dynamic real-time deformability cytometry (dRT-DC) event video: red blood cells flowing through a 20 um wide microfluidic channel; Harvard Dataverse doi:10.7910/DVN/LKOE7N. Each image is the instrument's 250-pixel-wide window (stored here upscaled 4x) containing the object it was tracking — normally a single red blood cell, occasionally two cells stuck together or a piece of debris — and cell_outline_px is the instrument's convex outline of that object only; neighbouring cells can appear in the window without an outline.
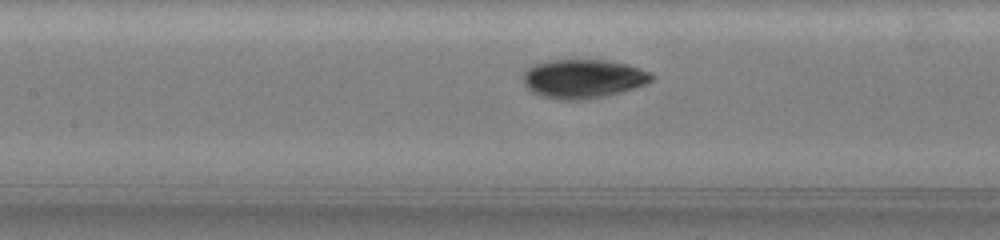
{"species": "common noctule bat (a hibernating species)", "species_latin": "Nyctalus noctula", "temperature_condition": "warm", "stored_images_in_passage": 43, "camera_frame_rate_fps": 3000, "um_per_image_px": 0.085, "animal": {"sex": "female", "body_mass_g": 19.5, "forearm_length_mm": 54.1}, "frame": {"image": 1, "passage_image": 7, "time_ms": 1.333, "image_size_px": [1000, 240], "cell_outline_px": [[656, 76], [652, 80], [644, 84], [620, 92], [604, 96], [584, 100], [560, 100], [540, 96], [532, 92], [524, 84], [524, 72], [532, 64], [548, 60], [612, 60], [652, 72]], "centroid_in_image_um": [49.56, 6.69], "position_along_channel_um": 157.8, "area_um2": 29.25}}
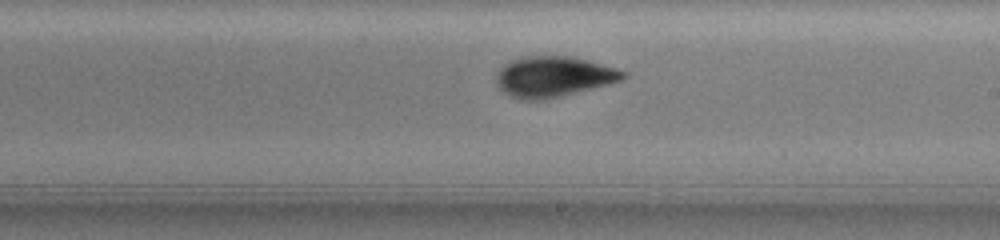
{"frame": {"image": 2, "passage_image": 18, "time_ms": 3.667, "image_size_px": [1000, 240], "cell_outline_px": [[628, 76], [620, 80], [608, 84], [544, 100], [520, 100], [508, 96], [496, 84], [496, 72], [504, 64], [520, 56], [576, 56], [616, 68], [628, 72]], "centroid_in_image_um": [47.02, 6.51], "position_along_channel_um": 242.0, "area_um2": 30.29}}
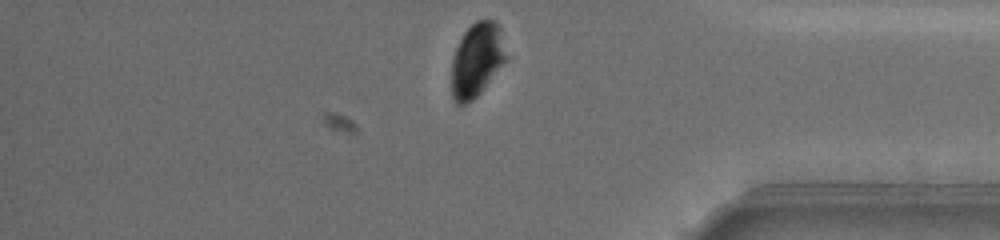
{"frame": {"image": 3, "passage_image": 40, "time_ms": 8.333, "image_size_px": [1000, 240], "cell_outline_px": [[508, 60], [480, 92], [472, 100], [464, 104], [456, 104], [452, 100], [452, 60], [456, 48], [464, 32], [476, 20], [492, 20], [500, 28], [508, 56]], "centroid_in_image_um": [40.55, 5.1], "position_along_channel_um": 394.7, "area_um2": 23.52}}